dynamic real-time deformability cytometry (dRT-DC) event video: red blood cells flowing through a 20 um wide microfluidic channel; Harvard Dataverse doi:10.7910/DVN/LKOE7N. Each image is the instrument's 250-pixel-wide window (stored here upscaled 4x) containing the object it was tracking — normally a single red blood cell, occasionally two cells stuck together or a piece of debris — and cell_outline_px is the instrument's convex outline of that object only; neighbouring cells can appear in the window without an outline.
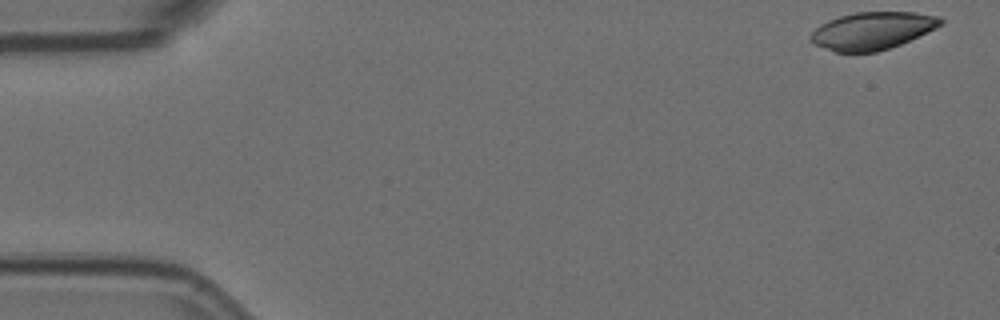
{"species": "Egyptian fruit bat (a non-hibernating species)", "species_latin": "Rousettus aegyptiacus", "temperature_condition": "room temperature", "stored_images_in_passage": 8, "camera_frame_rate_fps": 3000, "um_per_image_px": 0.085, "animal": {"sex": "female"}, "frame": {"image": 1, "passage_image": 1, "time_ms": 0.0, "image_size_px": [1000, 320], "cell_outline_px": [[944, 24], [936, 28], [900, 44], [876, 52], [836, 52], [812, 44], [808, 36], [820, 24], [828, 20], [840, 16], [856, 12], [916, 12], [940, 16], [944, 20]], "centroid_in_image_um": [74.14, 2.6], "position_along_channel_um": 10.9, "area_um2": 28.5}}